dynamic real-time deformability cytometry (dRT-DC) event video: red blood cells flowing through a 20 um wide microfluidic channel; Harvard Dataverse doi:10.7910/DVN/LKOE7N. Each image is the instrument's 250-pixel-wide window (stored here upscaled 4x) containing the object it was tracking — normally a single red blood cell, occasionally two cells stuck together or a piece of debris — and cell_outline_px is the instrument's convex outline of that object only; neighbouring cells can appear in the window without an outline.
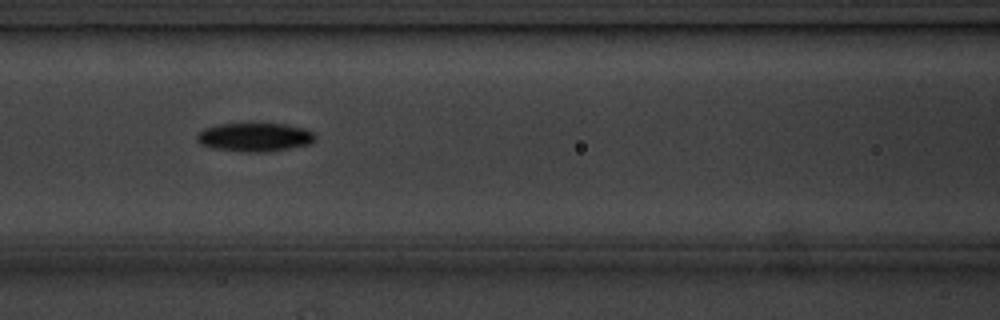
{"species": "common noctule bat (a hibernating species)", "species_latin": "Nyctalus noctula", "temperature_condition": "cold", "stored_images_in_passage": 7, "camera_frame_rate_fps": 3000, "um_per_image_px": 0.085, "animal": {"sex": "male", "body_mass_g": 20.1, "forearm_length_mm": 53.5}, "frame": {"image": 1, "passage_image": 6, "time_ms": 5.667, "image_size_px": [1000, 320], "cell_outline_px": [[316, 140], [312, 144], [264, 152], [244, 152], [212, 148], [200, 144], [196, 140], [196, 136], [204, 128], [220, 124], [284, 124], [304, 128], [312, 132], [316, 136]], "centroid_in_image_um": [21.66, 11.67], "position_along_channel_um": 144.9, "area_um2": 19.71}}